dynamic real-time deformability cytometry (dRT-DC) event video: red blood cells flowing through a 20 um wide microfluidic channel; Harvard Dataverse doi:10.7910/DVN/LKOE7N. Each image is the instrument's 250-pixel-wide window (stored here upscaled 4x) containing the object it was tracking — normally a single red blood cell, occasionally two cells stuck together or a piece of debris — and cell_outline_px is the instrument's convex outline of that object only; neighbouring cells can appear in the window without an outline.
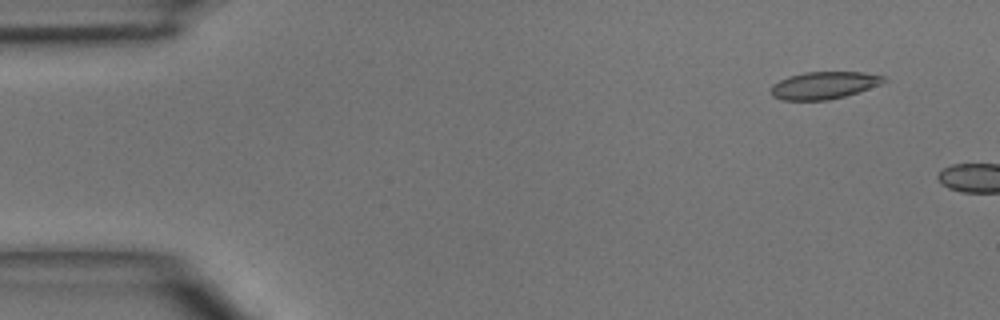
{"species": "common noctule bat (a hibernating species)", "species_latin": "Nyctalus noctula", "temperature_condition": "room temperature", "stored_images_in_passage": 4, "camera_frame_rate_fps": 3000, "um_per_image_px": 0.085, "animal": {"sex": "male", "body_mass_g": 15.6}, "frame": {"image": 1, "passage_image": 1, "time_ms": 0.0, "image_size_px": [1000, 320], "cell_outline_px": [[888, 80], [880, 84], [844, 96], [828, 100], [780, 100], [772, 96], [772, 84], [788, 76], [804, 72], [864, 72], [884, 76]], "centroid_in_image_um": [70.02, 7.24], "position_along_channel_um": 15.0, "area_um2": 17.86}}